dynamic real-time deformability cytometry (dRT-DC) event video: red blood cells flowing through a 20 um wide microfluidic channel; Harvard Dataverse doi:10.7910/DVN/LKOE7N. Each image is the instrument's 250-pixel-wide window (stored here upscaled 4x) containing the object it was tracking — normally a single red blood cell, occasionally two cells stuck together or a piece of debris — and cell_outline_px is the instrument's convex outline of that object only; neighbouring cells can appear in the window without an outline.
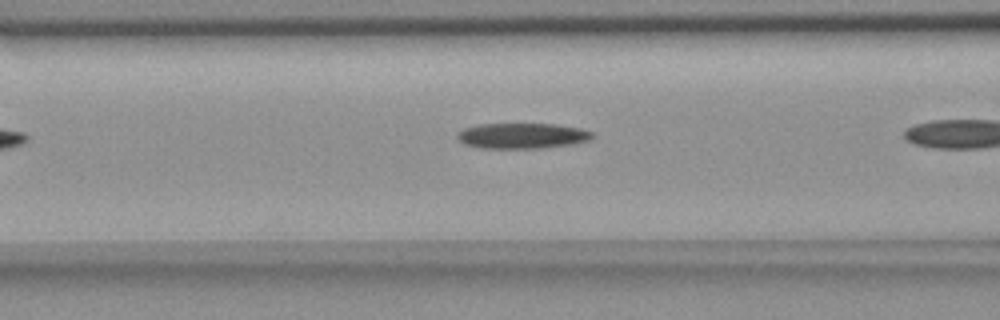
{"species": "common noctule bat (a hibernating species)", "species_latin": "Nyctalus noctula", "temperature_condition": "room temperature", "stored_images_in_passage": 6, "camera_frame_rate_fps": 3000, "um_per_image_px": 0.085, "animal": {"sex": "female", "body_mass_g": 18.4}, "frame": {"image": 1, "passage_image": 4, "time_ms": 3.667, "image_size_px": [1000, 320], "cell_outline_px": [[592, 140], [572, 144], [544, 148], [476, 148], [464, 144], [456, 140], [456, 136], [464, 128], [480, 124], [552, 124], [580, 128], [592, 132]], "centroid_in_image_um": [44.36, 11.55], "position_along_channel_um": 122.2, "area_um2": 20.17}}
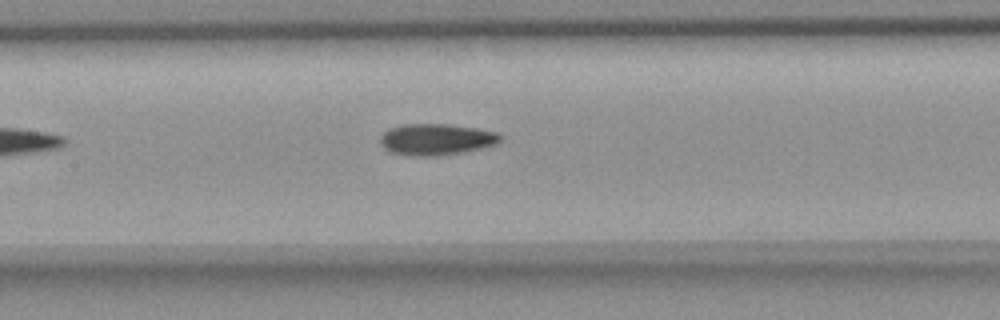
{"frame": {"image": 2, "passage_image": 6, "time_ms": 6.0, "image_size_px": [1000, 320], "cell_outline_px": [[500, 140], [496, 144], [480, 148], [440, 156], [412, 156], [392, 152], [384, 148], [380, 144], [380, 136], [388, 128], [404, 124], [448, 124], [476, 128], [496, 132], [500, 136]], "centroid_in_image_um": [37.03, 11.84], "position_along_channel_um": 170.4, "area_um2": 21.85}}